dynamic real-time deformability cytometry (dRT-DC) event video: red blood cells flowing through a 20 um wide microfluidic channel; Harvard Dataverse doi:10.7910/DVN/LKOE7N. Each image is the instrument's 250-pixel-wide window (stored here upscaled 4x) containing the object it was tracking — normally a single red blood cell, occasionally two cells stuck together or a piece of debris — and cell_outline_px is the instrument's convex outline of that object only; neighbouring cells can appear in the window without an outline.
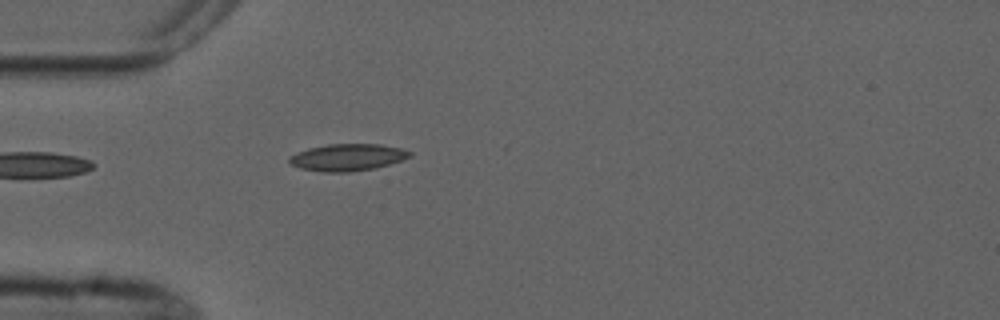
{"species": "common noctule bat (a hibernating species)", "species_latin": "Nyctalus noctula", "temperature_condition": "cold", "stored_images_in_passage": 1, "camera_frame_rate_fps": 3000, "um_per_image_px": 0.085, "animal": {"sex": "male", "forearm_length_mm": 52.5}, "frame": {"image": 1, "passage_image": 1, "time_ms": 0.0, "image_size_px": [1000, 320], "cell_outline_px": [[412, 156], [376, 168], [348, 172], [324, 172], [300, 168], [292, 164], [288, 160], [288, 156], [296, 152], [308, 148], [328, 144], [380, 144], [400, 148], [412, 152]], "centroid_in_image_um": [29.51, 13.37], "position_along_channel_um": 55.5, "area_um2": 18.9}}